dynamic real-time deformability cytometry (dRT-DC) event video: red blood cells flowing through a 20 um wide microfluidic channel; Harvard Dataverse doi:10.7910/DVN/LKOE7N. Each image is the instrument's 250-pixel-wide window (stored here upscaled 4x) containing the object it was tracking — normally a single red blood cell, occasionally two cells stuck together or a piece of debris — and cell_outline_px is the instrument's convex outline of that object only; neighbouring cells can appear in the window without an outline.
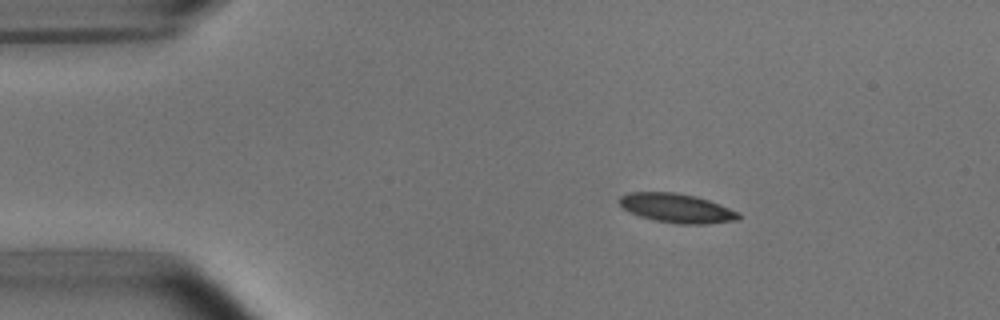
{"species": "common noctule bat (a hibernating species)", "species_latin": "Nyctalus noctula", "temperature_condition": "room temperature", "stored_images_in_passage": 4, "camera_frame_rate_fps": 3000, "um_per_image_px": 0.085, "animal": {"sex": "male", "body_mass_g": 15.6}, "frame": {"image": 1, "passage_image": 1, "time_ms": 0.0, "image_size_px": [1000, 320], "cell_outline_px": [[740, 220], [704, 224], [676, 224], [656, 220], [640, 216], [628, 212], [616, 200], [620, 196], [628, 192], [676, 192], [696, 196], [720, 204], [740, 212]], "centroid_in_image_um": [57.52, 17.69], "position_along_channel_um": 27.5, "area_um2": 20.46}}
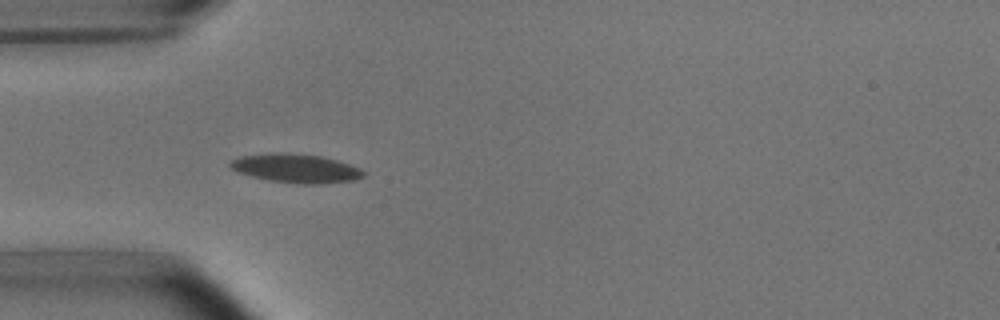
{"frame": {"image": 2, "passage_image": 3, "time_ms": 2.333, "image_size_px": [1000, 320], "cell_outline_px": [[364, 176], [352, 180], [320, 184], [300, 184], [268, 180], [236, 172], [228, 164], [232, 160], [240, 156], [272, 152], [284, 152], [320, 156], [336, 160], [360, 168], [364, 172]], "centroid_in_image_um": [25.11, 14.3], "position_along_channel_um": 59.9, "area_um2": 22.31}}